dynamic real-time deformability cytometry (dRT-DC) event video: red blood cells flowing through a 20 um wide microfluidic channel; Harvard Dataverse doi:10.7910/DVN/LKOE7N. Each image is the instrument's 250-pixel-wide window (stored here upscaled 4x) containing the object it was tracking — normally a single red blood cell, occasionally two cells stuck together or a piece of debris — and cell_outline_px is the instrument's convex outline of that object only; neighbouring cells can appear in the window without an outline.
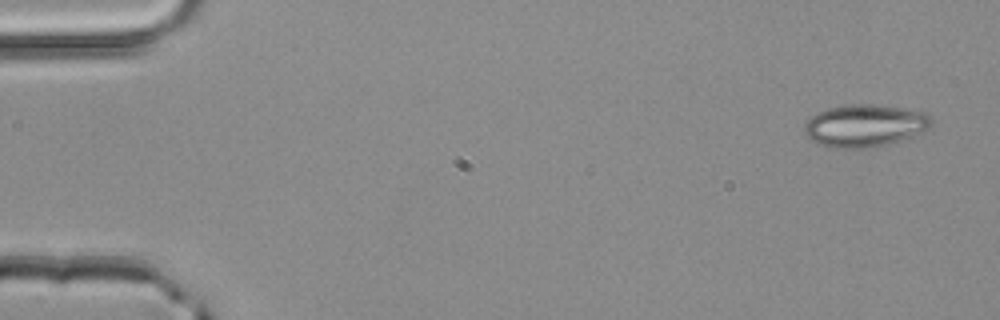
{"species": "common noctule bat (a hibernating species)", "species_latin": "Nyctalus noctula", "temperature_condition": "room temperature", "stored_images_in_passage": 4, "camera_frame_rate_fps": 3000, "um_per_image_px": 0.085, "animal": {"sex": "male", "body_mass_g": 20.4}, "frame": {"image": 1, "passage_image": 1, "time_ms": 0.0, "image_size_px": [1000, 320], "cell_outline_px": [[932, 124], [928, 128], [896, 144], [864, 148], [836, 148], [816, 144], [804, 132], [804, 124], [816, 112], [828, 108], [852, 104], [872, 104], [900, 108], [924, 112], [932, 120]], "centroid_in_image_um": [73.49, 10.7], "position_along_channel_um": 11.5, "area_um2": 31.44}}